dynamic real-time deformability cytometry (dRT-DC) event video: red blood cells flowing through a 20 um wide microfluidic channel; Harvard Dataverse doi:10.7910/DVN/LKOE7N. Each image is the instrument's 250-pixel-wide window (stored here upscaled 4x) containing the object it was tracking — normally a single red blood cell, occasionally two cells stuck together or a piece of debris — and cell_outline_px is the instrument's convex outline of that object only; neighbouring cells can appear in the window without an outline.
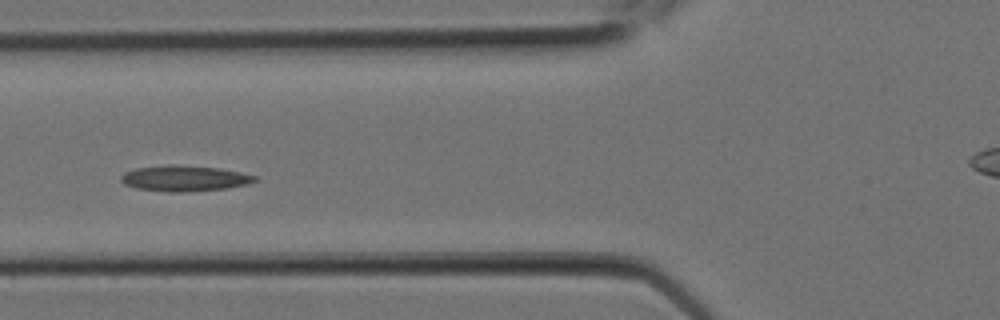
{"species": "Egyptian fruit bat (a non-hibernating species)", "species_latin": "Rousettus aegyptiacus", "temperature_condition": "room temperature", "stored_images_in_passage": 9, "camera_frame_rate_fps": 3000, "um_per_image_px": 0.085, "animal": {"sex": "female"}, "frame": {"image": 1, "passage_image": 7, "time_ms": 2.0, "image_size_px": [1000, 320], "cell_outline_px": [[260, 180], [248, 184], [228, 188], [188, 192], [168, 192], [136, 188], [124, 184], [120, 180], [120, 176], [124, 172], [136, 168], [168, 164], [180, 164], [216, 168], [240, 172], [256, 176]], "centroid_in_image_um": [15.68, 15.16], "position_along_channel_um": 110.1, "area_um2": 20.35}}
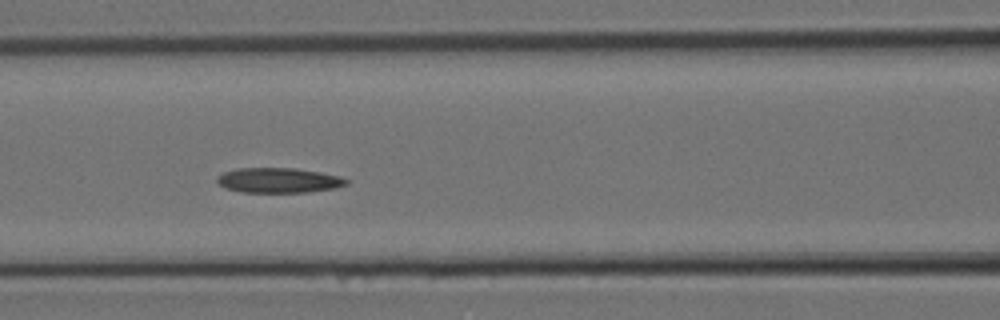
{"frame": {"image": 2, "passage_image": 8, "time_ms": 2.333, "image_size_px": [1000, 320], "cell_outline_px": [[348, 184], [336, 188], [308, 192], [244, 192], [224, 188], [216, 180], [216, 176], [224, 172], [236, 168], [296, 168], [320, 172], [340, 176], [348, 180]], "centroid_in_image_um": [23.68, 15.32], "position_along_channel_um": 142.9, "area_um2": 18.9}}
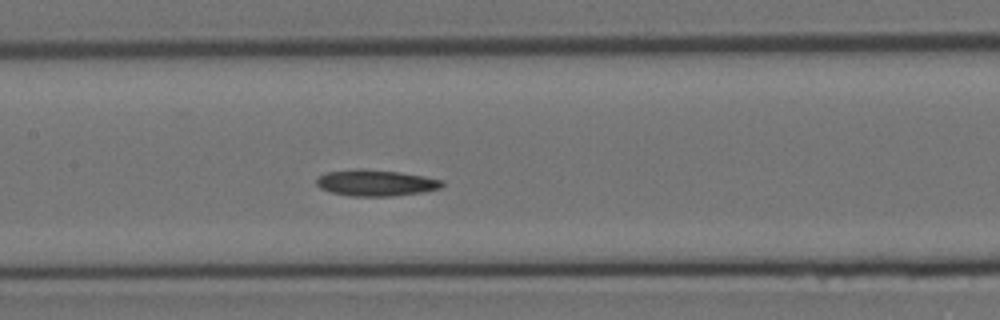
{"frame": {"image": 3, "passage_image": 9, "time_ms": 2.667, "image_size_px": [1000, 320], "cell_outline_px": [[444, 184], [440, 188], [424, 192], [392, 196], [352, 196], [332, 192], [320, 188], [316, 184], [316, 180], [324, 172], [356, 168], [364, 168], [400, 172], [424, 176], [444, 180]], "centroid_in_image_um": [31.95, 15.53], "position_along_channel_um": 175.5, "area_um2": 19.42}}